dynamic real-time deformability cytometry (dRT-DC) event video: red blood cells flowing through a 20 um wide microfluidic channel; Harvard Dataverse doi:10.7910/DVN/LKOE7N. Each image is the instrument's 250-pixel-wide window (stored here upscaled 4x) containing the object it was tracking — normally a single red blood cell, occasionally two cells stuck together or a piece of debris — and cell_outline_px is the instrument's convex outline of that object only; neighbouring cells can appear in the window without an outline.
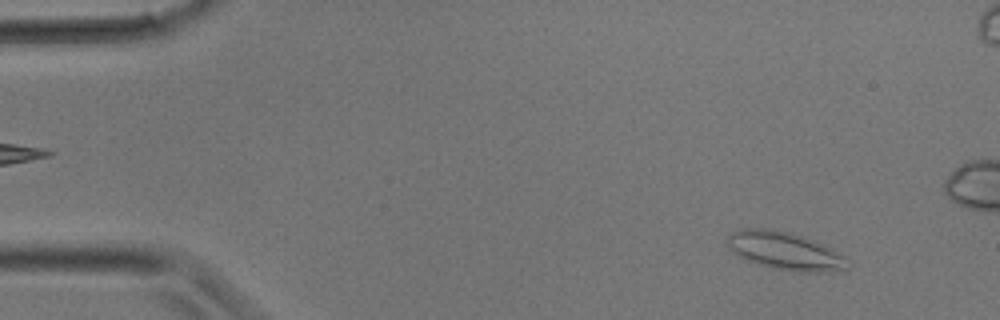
{"species": "common noctule bat (a hibernating species)", "species_latin": "Nyctalus noctula", "temperature_condition": "room temperature", "stored_images_in_passage": 34, "camera_frame_rate_fps": 3000, "um_per_image_px": 0.085, "animal": {"sex": "male", "body_mass_g": 17.9}, "frame": {"image": 1, "passage_image": 3, "time_ms": 0.667, "image_size_px": [1000, 320], "cell_outline_px": [[848, 268], [820, 272], [792, 272], [772, 268], [744, 260], [732, 252], [728, 248], [728, 236], [732, 232], [740, 228], [768, 228], [800, 236], [824, 244], [832, 248], [840, 256]], "centroid_in_image_um": [66.6, 21.33], "position_along_channel_um": 18.4, "area_um2": 26.13}}
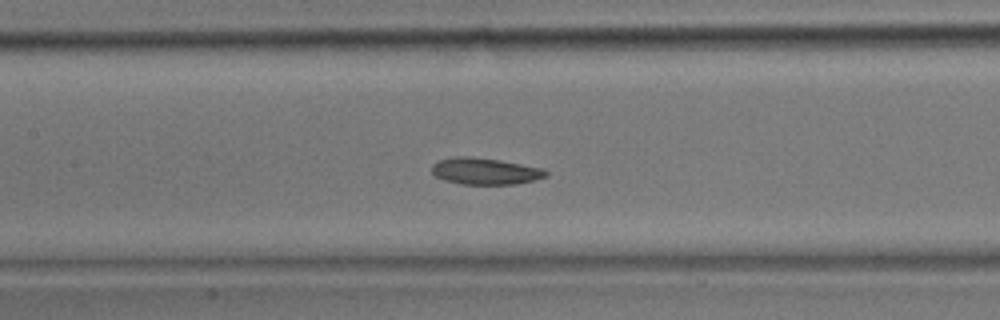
{"frame": {"image": 2, "passage_image": 15, "time_ms": 4.667, "image_size_px": [1000, 320], "cell_outline_px": [[548, 176], [516, 184], [464, 184], [444, 180], [436, 176], [432, 172], [432, 164], [440, 160], [456, 156], [472, 156], [500, 160], [544, 168], [548, 172]], "centroid_in_image_um": [41.25, 14.54], "position_along_channel_um": 166.1, "area_um2": 17.69}}
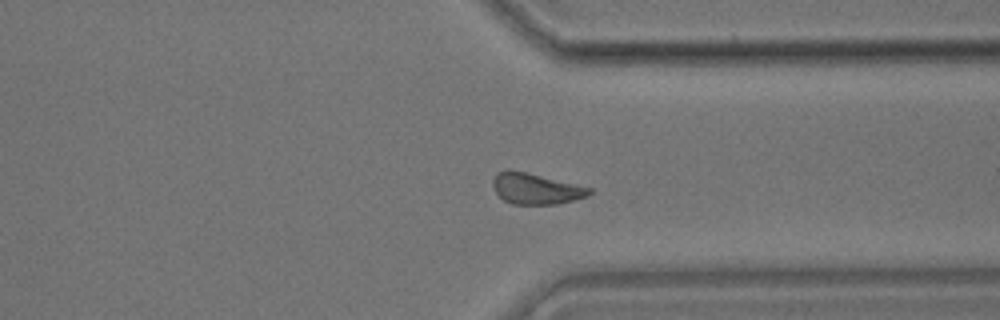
{"frame": {"image": 3, "passage_image": 25, "time_ms": 8.0, "image_size_px": [1000, 320], "cell_outline_px": [[592, 192], [588, 196], [556, 204], [512, 204], [504, 200], [496, 192], [492, 184], [492, 180], [496, 172], [504, 168], [508, 168], [592, 188]], "centroid_in_image_um": [45.49, 16.02], "position_along_channel_um": 365.9, "area_um2": 17.34}}